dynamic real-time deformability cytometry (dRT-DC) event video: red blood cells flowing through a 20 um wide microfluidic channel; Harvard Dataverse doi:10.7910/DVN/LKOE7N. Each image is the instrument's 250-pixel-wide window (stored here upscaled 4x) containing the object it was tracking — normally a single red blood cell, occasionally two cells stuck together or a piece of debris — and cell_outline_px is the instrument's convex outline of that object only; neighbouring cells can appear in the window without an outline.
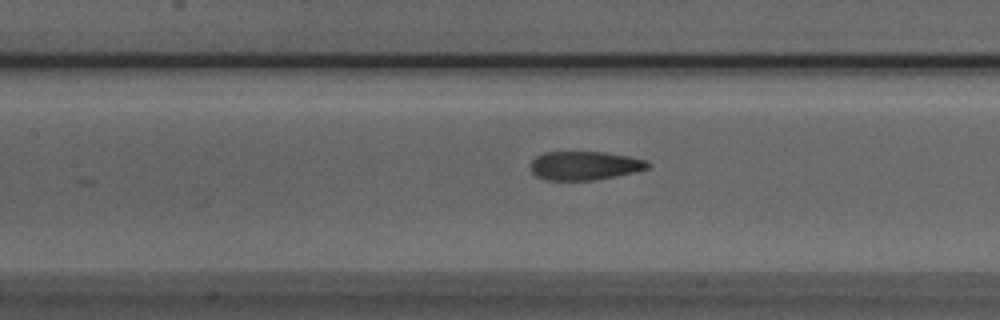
{"species": "Egyptian fruit bat (a non-hibernating species)", "species_latin": "Rousettus aegyptiacus", "temperature_condition": "room temperature", "stored_images_in_passage": 45, "camera_frame_rate_fps": 3000, "um_per_image_px": 0.085, "animal": {"sex": "male"}, "frame": {"image": 1, "passage_image": 22, "time_ms": 7.0, "image_size_px": [1000, 320], "cell_outline_px": [[652, 164], [648, 168], [636, 172], [616, 176], [592, 180], [544, 180], [536, 176], [532, 172], [532, 160], [536, 156], [544, 152], [604, 152], [628, 156], [648, 160]], "centroid_in_image_um": [49.72, 14.08], "position_along_channel_um": 157.7, "area_um2": 19.71}}
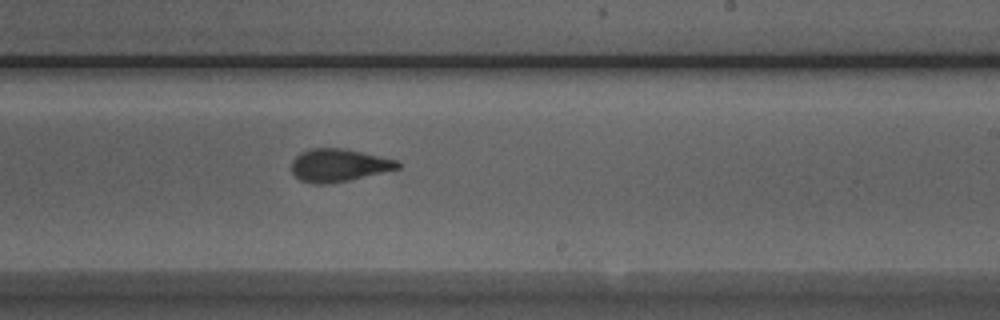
{"frame": {"image": 2, "passage_image": 30, "time_ms": 9.667, "image_size_px": [1000, 320], "cell_outline_px": [[400, 168], [348, 180], [328, 184], [312, 184], [300, 180], [292, 172], [292, 160], [300, 152], [312, 148], [340, 148], [360, 152], [396, 160], [400, 164]], "centroid_in_image_um": [28.74, 14.05], "position_along_channel_um": 260.3, "area_um2": 20.0}}
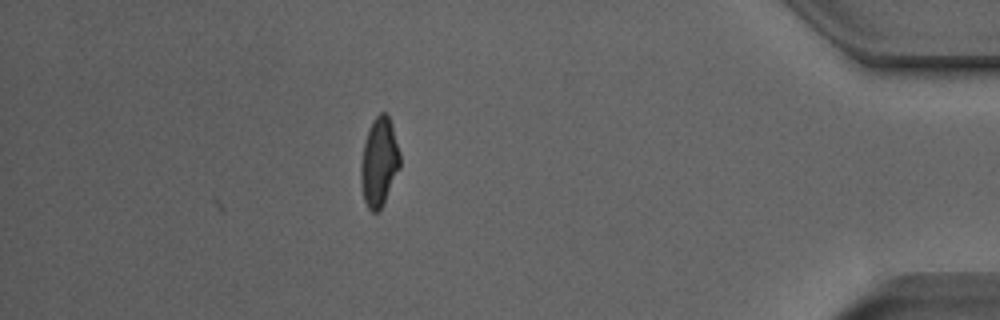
{"frame": {"image": 3, "passage_image": 45, "time_ms": 14.667, "image_size_px": [1000, 320], "cell_outline_px": [[400, 168], [380, 208], [376, 212], [372, 212], [368, 208], [364, 200], [360, 180], [360, 164], [364, 144], [368, 128], [372, 120], [380, 112], [384, 112], [388, 116], [392, 124], [400, 152]], "centroid_in_image_um": [32.22, 13.73], "position_along_channel_um": 403.0, "area_um2": 20.17}, "authors_computed_cell_mechanics": {"area_um2": 20.3456, "velocity_mm_per_s": 3.8598, "shape_relaxation_time_tau1_ms": 5.997, "shape_relaxation_time_tau2_ms": 1.3074, "deformation_change_tau1": 0.1894, "deformation_change_tau2": 0.0862}}